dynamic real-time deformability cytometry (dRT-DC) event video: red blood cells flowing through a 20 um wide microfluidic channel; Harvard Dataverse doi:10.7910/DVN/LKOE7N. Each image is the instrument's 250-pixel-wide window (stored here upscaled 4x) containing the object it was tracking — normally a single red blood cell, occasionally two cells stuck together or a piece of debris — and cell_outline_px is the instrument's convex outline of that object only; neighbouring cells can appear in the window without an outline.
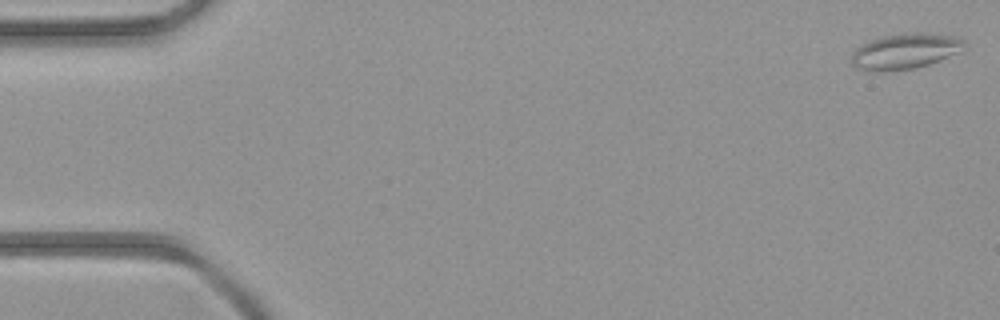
{"species": "common noctule bat (a hibernating species)", "species_latin": "Nyctalus noctula", "temperature_condition": "room temperature", "stored_images_in_passage": 4, "camera_frame_rate_fps": 3000, "um_per_image_px": 0.085, "animal": {"sex": "female", "body_mass_g": 21.9}, "frame": {"image": 1, "passage_image": 1, "time_ms": 0.0, "image_size_px": [1000, 320], "cell_outline_px": [[968, 44], [960, 52], [940, 60], [928, 64], [912, 68], [856, 68], [852, 64], [852, 52], [856, 48], [872, 40], [884, 36], [908, 32], [924, 32], [956, 36], [964, 40]], "centroid_in_image_um": [77.05, 4.28], "position_along_channel_um": 7.9, "area_um2": 22.6}}